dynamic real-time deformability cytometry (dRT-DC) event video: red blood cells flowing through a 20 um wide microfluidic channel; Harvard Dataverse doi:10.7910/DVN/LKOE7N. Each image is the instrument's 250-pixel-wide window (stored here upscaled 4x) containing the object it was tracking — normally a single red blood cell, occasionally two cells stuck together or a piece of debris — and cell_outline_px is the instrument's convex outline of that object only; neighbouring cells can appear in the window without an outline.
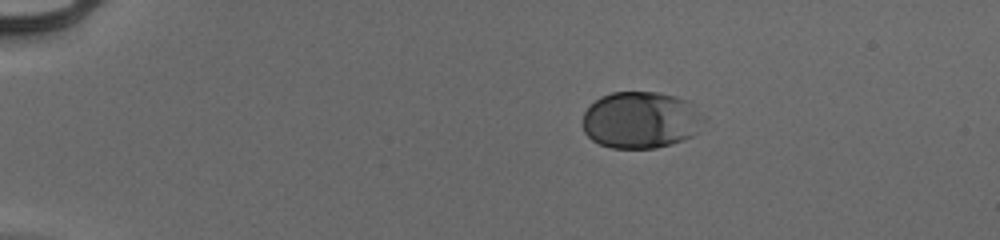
{"species": "human", "species_latin": "Homo sapiens", "temperature_condition": "cold", "stored_images_in_passage": 39, "camera_frame_rate_fps": 3000, "um_per_image_px": 0.085, "donor": {"sex": "male"}, "frame": {"image": 1, "passage_image": 1, "time_ms": 0.0, "image_size_px": [1000, 240], "cell_outline_px": [[708, 120], [692, 136], [656, 148], [612, 148], [600, 144], [592, 140], [584, 132], [584, 112], [600, 96], [612, 92], [656, 92], [676, 96], [688, 100]], "centroid_in_image_um": [54.49, 10.19], "position_along_channel_um": 30.5, "area_um2": 40.11}}
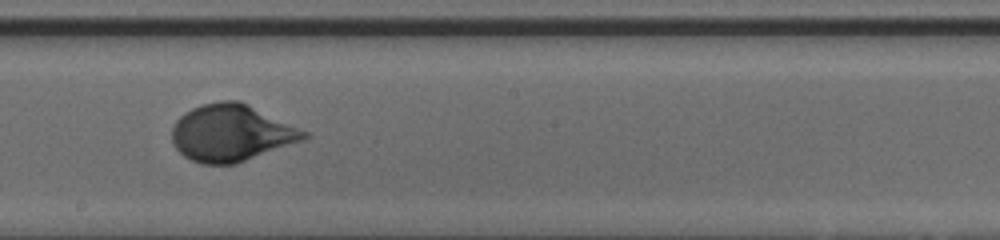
{"frame": {"image": 2, "passage_image": 23, "time_ms": 7.333, "image_size_px": [1000, 240], "cell_outline_px": [[308, 136], [304, 140], [236, 164], [204, 164], [192, 160], [184, 156], [176, 148], [172, 140], [172, 128], [176, 120], [184, 112], [200, 104], [220, 100], [240, 100], [308, 132]], "centroid_in_image_um": [19.65, 11.29], "position_along_channel_um": 228.6, "area_um2": 43.75}}
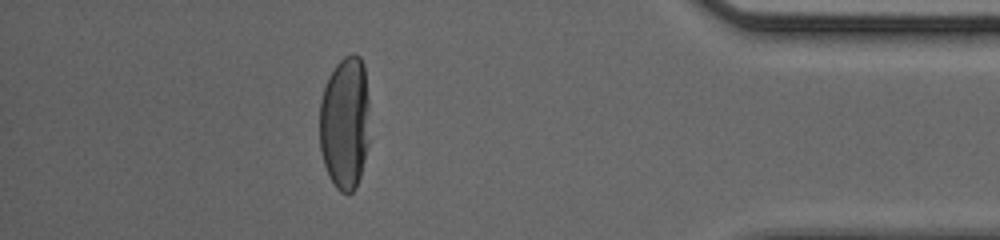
{"frame": {"image": 3, "passage_image": 39, "time_ms": 12.667, "image_size_px": [1000, 240], "cell_outline_px": [[368, 144], [360, 176], [356, 188], [352, 192], [340, 192], [336, 188], [324, 164], [320, 148], [320, 100], [328, 76], [336, 64], [344, 56], [360, 56], [364, 64], [368, 100]], "centroid_in_image_um": [29.31, 10.44], "position_along_channel_um": 405.9, "area_um2": 38.73}, "authors_computed_cell_mechanics": {"area_um2": 40.4022, "velocity_mm_per_s": 3.9333, "shape_relaxation_time_tau1_ms": 3.1586, "shape_relaxation_time_tau2_ms": null, "deformation_change_tau1": 0.1571, "deformation_change_tau2": null}}